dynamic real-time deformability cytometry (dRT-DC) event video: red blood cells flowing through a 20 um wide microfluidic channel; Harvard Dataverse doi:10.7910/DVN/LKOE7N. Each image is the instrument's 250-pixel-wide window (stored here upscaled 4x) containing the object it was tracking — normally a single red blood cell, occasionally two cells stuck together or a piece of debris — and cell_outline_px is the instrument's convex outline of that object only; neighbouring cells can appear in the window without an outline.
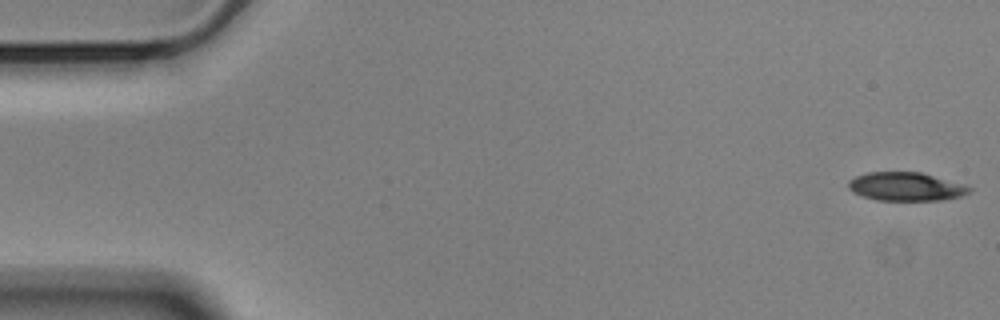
{"species": "Egyptian fruit bat (a non-hibernating species)", "species_latin": "Rousettus aegyptiacus", "temperature_condition": "cold", "stored_images_in_passage": 56, "camera_frame_rate_fps": 3000, "um_per_image_px": 0.085, "animal": {"sex": "male"}, "frame": {"image": 1, "passage_image": 1, "time_ms": 0.0, "image_size_px": [1000, 320], "cell_outline_px": [[972, 192], [960, 196], [940, 200], [876, 200], [852, 192], [848, 188], [848, 180], [856, 176], [868, 172], [920, 172], [964, 184], [972, 188]], "centroid_in_image_um": [77.0, 15.86], "position_along_channel_um": 8.0, "area_um2": 20.06}}
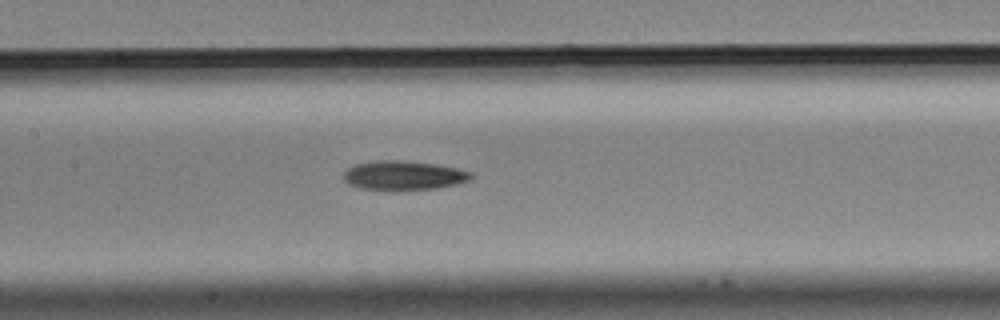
{"frame": {"image": 2, "passage_image": 26, "time_ms": 8.333, "image_size_px": [1000, 320], "cell_outline_px": [[476, 176], [472, 180], [456, 184], [436, 188], [400, 192], [392, 192], [360, 188], [348, 184], [340, 176], [348, 168], [356, 164], [376, 160], [404, 160], [436, 164], [456, 168], [472, 172]], "centroid_in_image_um": [34.3, 14.94], "position_along_channel_um": 173.1, "area_um2": 22.6}}
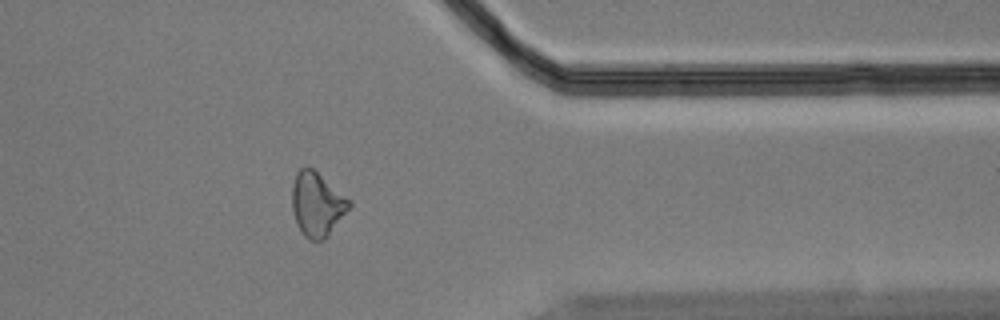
{"frame": {"image": 3, "passage_image": 45, "time_ms": 14.667, "image_size_px": [1000, 320], "cell_outline_px": [[352, 204], [328, 236], [324, 240], [308, 240], [304, 236], [296, 224], [292, 208], [292, 184], [296, 172], [304, 164], [308, 164], [352, 200]], "centroid_in_image_um": [26.94, 17.32], "position_along_channel_um": 384.5, "area_um2": 21.73}, "authors_computed_cell_mechanics": {"area_um2": 21.3282, "velocity_mm_per_s": 3.5523, "shape_relaxation_time_tau1_ms": 8.692, "shape_relaxation_time_tau2_ms": null, "deformation_change_tau1": 0.1724, "deformation_change_tau2": null}}